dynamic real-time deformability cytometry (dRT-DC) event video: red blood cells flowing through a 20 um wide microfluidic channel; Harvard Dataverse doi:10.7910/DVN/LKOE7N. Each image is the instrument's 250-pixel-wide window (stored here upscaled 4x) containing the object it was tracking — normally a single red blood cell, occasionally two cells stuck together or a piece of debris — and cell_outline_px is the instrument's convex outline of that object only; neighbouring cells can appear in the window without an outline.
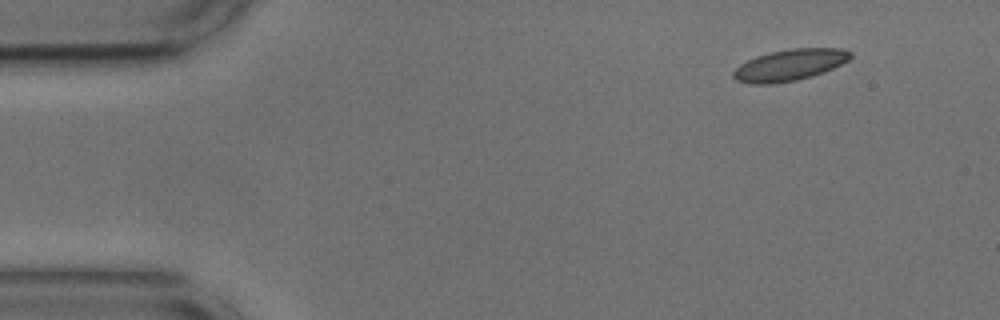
{"species": "common noctule bat (a hibernating species)", "species_latin": "Nyctalus noctula", "temperature_condition": "cold", "stored_images_in_passage": 11, "camera_frame_rate_fps": 3000, "um_per_image_px": 0.085, "animal": {"sex": "male", "body_mass_g": 17.9, "forearm_length_mm": 54.2}, "frame": {"image": 1, "passage_image": 1, "time_ms": 0.0, "image_size_px": [1000, 320], "cell_outline_px": [[852, 56], [848, 60], [824, 72], [812, 76], [796, 80], [772, 84], [748, 84], [736, 80], [732, 76], [732, 72], [740, 64], [756, 56], [772, 52], [792, 48], [840, 48], [852, 52]], "centroid_in_image_um": [67.1, 5.53], "position_along_channel_um": 17.9, "area_um2": 21.39}}
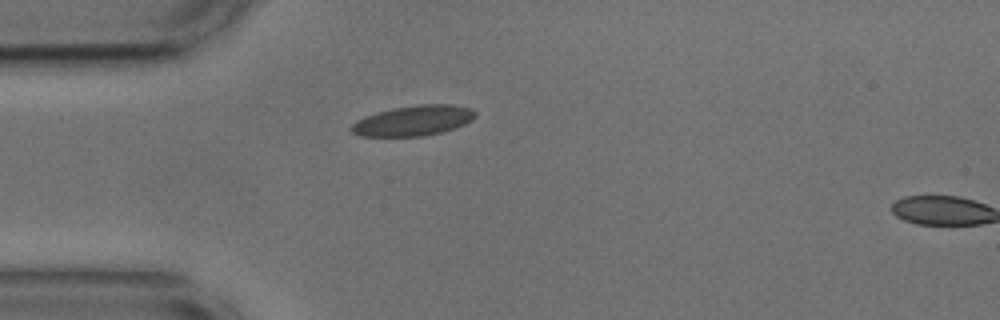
{"frame": {"image": 2, "passage_image": 10, "time_ms": 3.0, "image_size_px": [1000, 320], "cell_outline_px": [[476, 116], [472, 120], [464, 124], [440, 132], [424, 136], [360, 136], [352, 132], [348, 128], [356, 120], [364, 116], [392, 108], [420, 104], [452, 104], [472, 108], [476, 112]], "centroid_in_image_um": [35.12, 10.24], "position_along_channel_um": 49.9, "area_um2": 21.91}}